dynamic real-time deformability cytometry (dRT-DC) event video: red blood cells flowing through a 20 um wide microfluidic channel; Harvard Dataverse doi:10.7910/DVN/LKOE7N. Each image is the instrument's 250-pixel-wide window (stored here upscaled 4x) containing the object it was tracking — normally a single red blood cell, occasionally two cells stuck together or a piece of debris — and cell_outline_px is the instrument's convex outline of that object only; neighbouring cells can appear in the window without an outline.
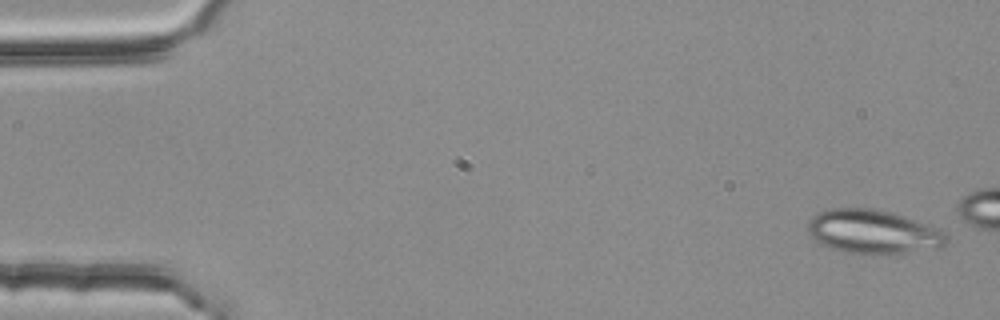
{"species": "common noctule bat (a hibernating species)", "species_latin": "Nyctalus noctula", "temperature_condition": "room temperature", "stored_images_in_passage": 4, "camera_frame_rate_fps": 3000, "um_per_image_px": 0.085, "animal": {"sex": "female", "body_mass_g": 25.1}, "frame": {"image": 1, "passage_image": 1, "time_ms": 0.0, "image_size_px": [1000, 320], "cell_outline_px": [[948, 240], [940, 248], [900, 256], [872, 256], [844, 252], [820, 244], [808, 232], [808, 220], [816, 212], [832, 208], [876, 208], [892, 212], [940, 228], [948, 236]], "centroid_in_image_um": [74.27, 19.75], "position_along_channel_um": 10.7, "area_um2": 36.88}}